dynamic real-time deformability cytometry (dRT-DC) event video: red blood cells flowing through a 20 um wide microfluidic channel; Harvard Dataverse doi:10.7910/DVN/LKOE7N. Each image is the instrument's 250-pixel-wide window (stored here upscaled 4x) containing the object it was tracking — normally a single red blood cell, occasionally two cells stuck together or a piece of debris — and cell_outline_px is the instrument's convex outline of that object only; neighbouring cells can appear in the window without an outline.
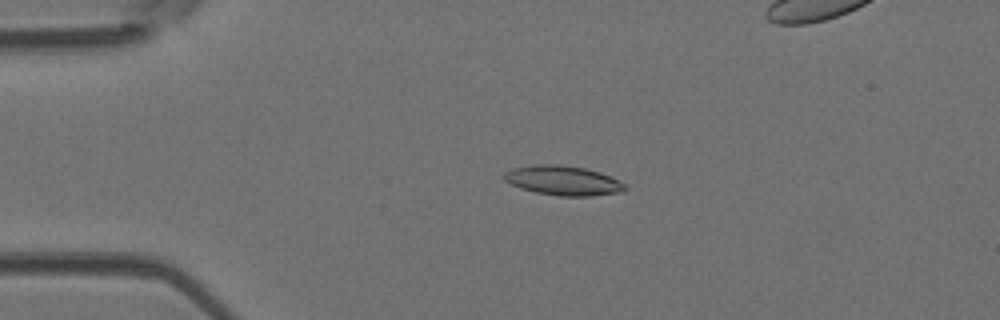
{"species": "Egyptian fruit bat (a non-hibernating species)", "species_latin": "Rousettus aegyptiacus", "temperature_condition": "room temperature", "stored_images_in_passage": 49, "camera_frame_rate_fps": 3000, "um_per_image_px": 0.085, "animal": {"sex": "female"}, "frame": {"image": 1, "passage_image": 10, "time_ms": 3.0, "image_size_px": [1000, 320], "cell_outline_px": [[628, 188], [624, 192], [592, 196], [560, 196], [536, 192], [520, 188], [504, 180], [500, 176], [504, 172], [512, 168], [536, 164], [560, 164], [584, 168], [600, 172], [628, 184]], "centroid_in_image_um": [47.88, 15.34], "position_along_channel_um": 37.1, "area_um2": 21.15}}
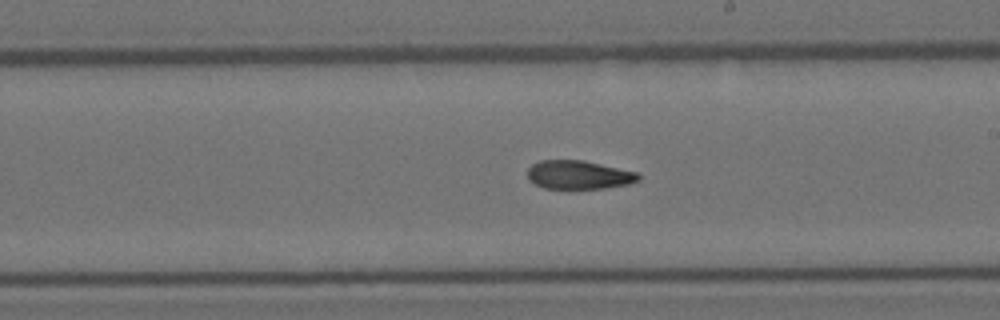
{"frame": {"image": 2, "passage_image": 27, "time_ms": 8.667, "image_size_px": [1000, 320], "cell_outline_px": [[640, 180], [628, 184], [604, 188], [544, 188], [528, 180], [528, 168], [532, 164], [540, 160], [584, 160], [636, 172], [640, 176]], "centroid_in_image_um": [49.18, 14.85], "position_along_channel_um": 239.8, "area_um2": 18.38}}
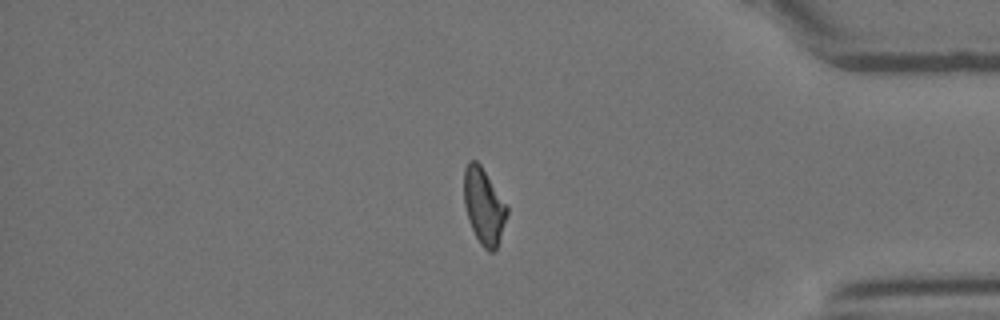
{"frame": {"image": 3, "passage_image": 40, "time_ms": 13.0, "image_size_px": [1000, 320], "cell_outline_px": [[508, 212], [496, 248], [492, 252], [488, 252], [480, 244], [468, 220], [464, 204], [464, 168], [468, 160], [476, 160], [480, 164], [508, 208]], "centroid_in_image_um": [41.1, 17.51], "position_along_channel_um": 394.1, "area_um2": 18.73}, "authors_computed_cell_mechanics": {"area_um2": 19.652, "velocity_mm_per_s": 4.1772, "shape_relaxation_time_tau1_ms": null, "shape_relaxation_time_tau2_ms": 3.0114, "deformation_change_tau1": null, "deformation_change_tau2": 0.103}}